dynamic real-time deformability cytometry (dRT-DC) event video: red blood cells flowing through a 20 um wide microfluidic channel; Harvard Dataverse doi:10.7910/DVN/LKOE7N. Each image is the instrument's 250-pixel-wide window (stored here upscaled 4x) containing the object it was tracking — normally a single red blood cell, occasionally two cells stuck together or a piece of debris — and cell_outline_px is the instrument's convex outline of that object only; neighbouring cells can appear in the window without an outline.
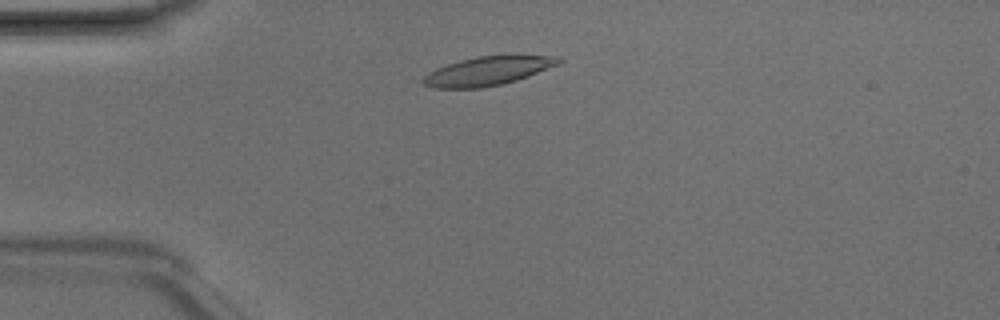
{"species": "Egyptian fruit bat (a non-hibernating species)", "species_latin": "Rousettus aegyptiacus", "temperature_condition": "room temperature", "stored_images_in_passage": 5, "camera_frame_rate_fps": 3000, "um_per_image_px": 0.085, "animal": {"sex": "male"}, "frame": {"image": 1, "passage_image": 1, "time_ms": 0.0, "image_size_px": [1000, 320], "cell_outline_px": [[564, 60], [560, 64], [516, 80], [500, 84], [480, 88], [432, 88], [424, 84], [420, 80], [428, 72], [436, 68], [460, 60], [476, 56], [516, 52], [560, 56]], "centroid_in_image_um": [41.56, 5.97], "position_along_channel_um": 43.4, "area_um2": 23.76}}
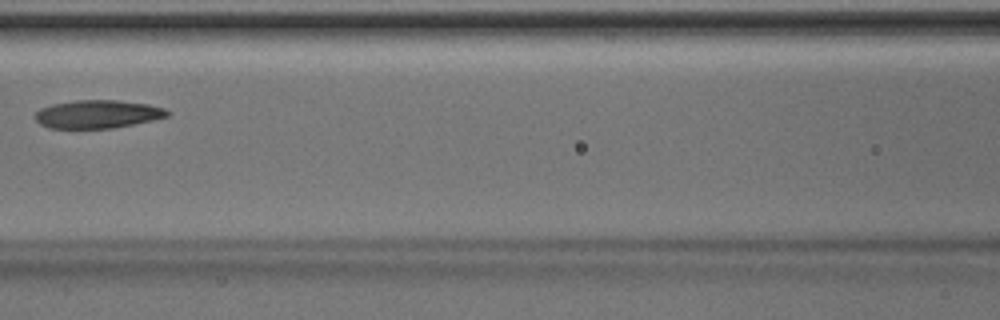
{"frame": {"image": 2, "passage_image": 4, "time_ms": 1.0, "image_size_px": [1000, 320], "cell_outline_px": [[168, 116], [152, 120], [112, 128], [48, 128], [40, 124], [36, 120], [36, 112], [40, 108], [52, 104], [76, 100], [116, 100], [148, 104], [164, 108], [168, 112]], "centroid_in_image_um": [8.27, 9.7], "position_along_channel_um": 158.3, "area_um2": 21.5}}